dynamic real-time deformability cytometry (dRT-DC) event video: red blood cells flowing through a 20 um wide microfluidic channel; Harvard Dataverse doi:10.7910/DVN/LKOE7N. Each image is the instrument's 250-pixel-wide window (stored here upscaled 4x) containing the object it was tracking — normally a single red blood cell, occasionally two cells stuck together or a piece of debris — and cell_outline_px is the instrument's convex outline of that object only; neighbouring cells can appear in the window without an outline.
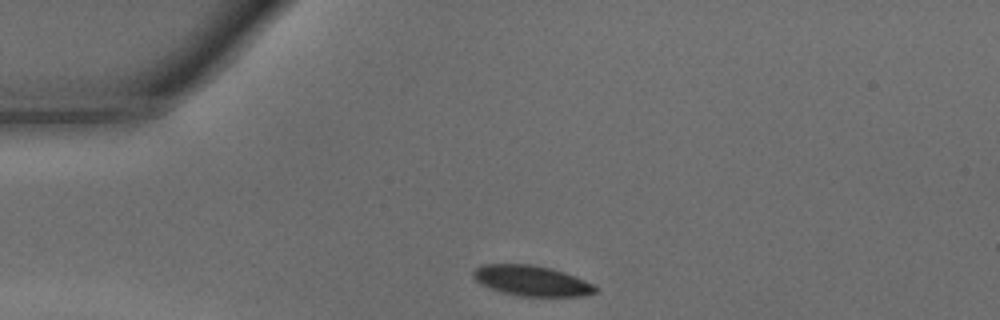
{"species": "common noctule bat (a hibernating species)", "species_latin": "Nyctalus noctula", "temperature_condition": "warm", "stored_images_in_passage": 27, "camera_frame_rate_fps": 3000, "um_per_image_px": 0.085, "animal": {"sex": "male", "body_mass_g": 15.6}, "frame": {"image": 1, "passage_image": 1, "time_ms": 0.0, "image_size_px": [1000, 320], "cell_outline_px": [[600, 288], [596, 292], [580, 296], [516, 296], [480, 284], [472, 276], [472, 272], [476, 268], [484, 264], [532, 264], [552, 268], [564, 272], [584, 280]], "centroid_in_image_um": [45.19, 23.85], "position_along_channel_um": 39.8, "area_um2": 21.56}}
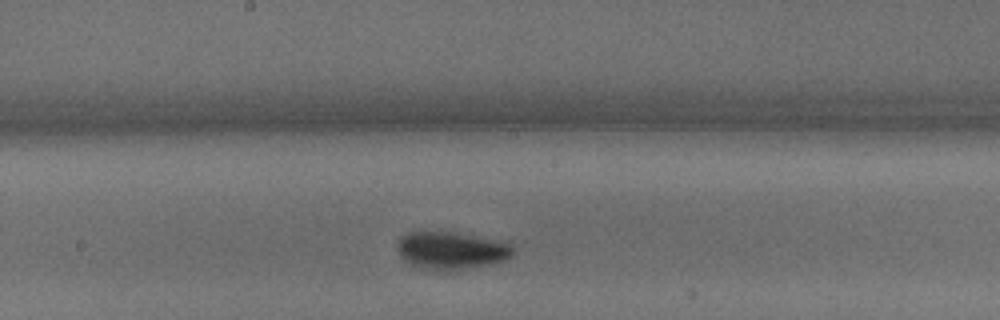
{"frame": {"image": 2, "passage_image": 15, "time_ms": 4.667, "image_size_px": [1000, 320], "cell_outline_px": [[512, 252], [504, 260], [488, 264], [448, 272], [436, 272], [420, 268], [412, 264], [400, 256], [396, 248], [396, 244], [400, 236], [408, 232], [452, 232], [508, 240], [512, 244]], "centroid_in_image_um": [38.34, 21.29], "position_along_channel_um": 209.9, "area_um2": 25.84}}
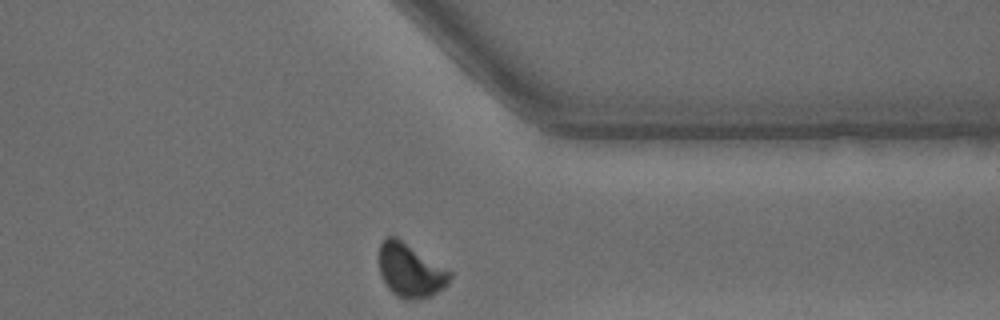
{"frame": {"image": 3, "passage_image": 27, "time_ms": 8.667, "image_size_px": [1000, 320], "cell_outline_px": [[452, 276], [448, 284], [444, 288], [432, 296], [412, 300], [404, 300], [396, 296], [384, 284], [380, 276], [380, 244], [388, 236], [396, 236], [452, 272]], "centroid_in_image_um": [34.89, 23.02], "position_along_channel_um": 376.5, "area_um2": 22.25}, "authors_computed_cell_mechanics": {"area_um2": 23.5246, "velocity_mm_per_s": 4.2765, "shape_relaxation_time_tau1_ms": 2.2534, "shape_relaxation_time_tau2_ms": 11.1015, "deformation_change_tau1": 0.1259, "deformation_change_tau2": 0.1222}}